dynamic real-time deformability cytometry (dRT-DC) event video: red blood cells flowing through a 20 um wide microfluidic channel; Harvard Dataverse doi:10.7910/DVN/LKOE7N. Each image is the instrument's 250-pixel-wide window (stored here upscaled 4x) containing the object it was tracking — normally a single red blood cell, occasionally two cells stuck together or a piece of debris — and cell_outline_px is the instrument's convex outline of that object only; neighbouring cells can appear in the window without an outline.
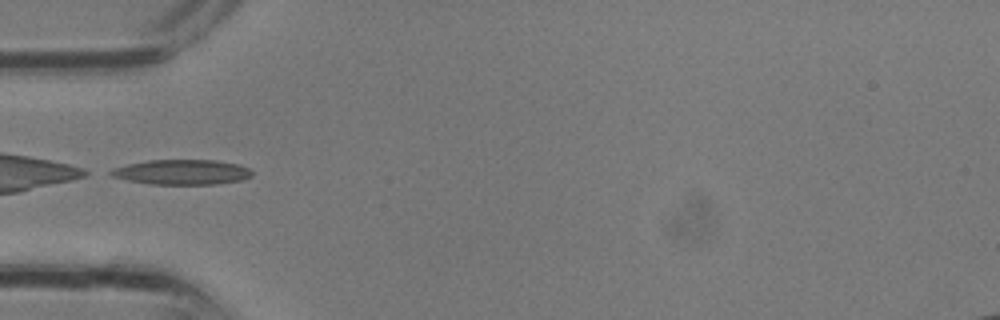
{"species": "common noctule bat (a hibernating species)", "species_latin": "Nyctalus noctula", "temperature_condition": "room temperature", "stored_images_in_passage": 3, "camera_frame_rate_fps": 3000, "um_per_image_px": 0.085, "animal": {"sex": "male", "body_mass_g": 13.3}, "frame": {"image": 1, "passage_image": 3, "time_ms": 0.667, "image_size_px": [1000, 320], "cell_outline_px": [[252, 176], [240, 180], [216, 184], [148, 184], [128, 180], [112, 176], [104, 172], [112, 168], [128, 164], [148, 160], [216, 160], [240, 164], [248, 168], [252, 172]], "centroid_in_image_um": [15.42, 14.62], "position_along_channel_um": 69.6, "area_um2": 20.69}}